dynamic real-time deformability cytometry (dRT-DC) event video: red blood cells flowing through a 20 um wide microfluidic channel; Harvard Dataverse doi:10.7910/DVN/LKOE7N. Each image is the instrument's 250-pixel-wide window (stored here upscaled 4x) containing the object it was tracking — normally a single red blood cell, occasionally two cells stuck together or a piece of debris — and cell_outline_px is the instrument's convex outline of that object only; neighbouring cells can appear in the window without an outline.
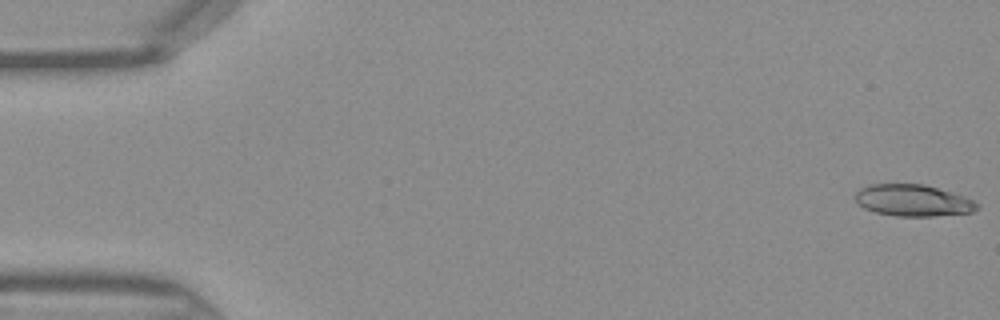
{"species": "Egyptian fruit bat (a non-hibernating species)", "species_latin": "Rousettus aegyptiacus", "temperature_condition": "warm", "stored_images_in_passage": 45, "camera_frame_rate_fps": 3000, "um_per_image_px": 0.085, "frame": {"image": 1, "passage_image": 1, "time_ms": 0.0, "image_size_px": [1000, 320], "cell_outline_px": [[980, 208], [972, 212], [932, 216], [896, 216], [876, 212], [864, 208], [852, 196], [860, 188], [868, 184], [924, 184], [952, 192], [976, 200], [980, 204]], "centroid_in_image_um": [77.63, 17.03], "position_along_channel_um": 7.4, "area_um2": 22.66}}
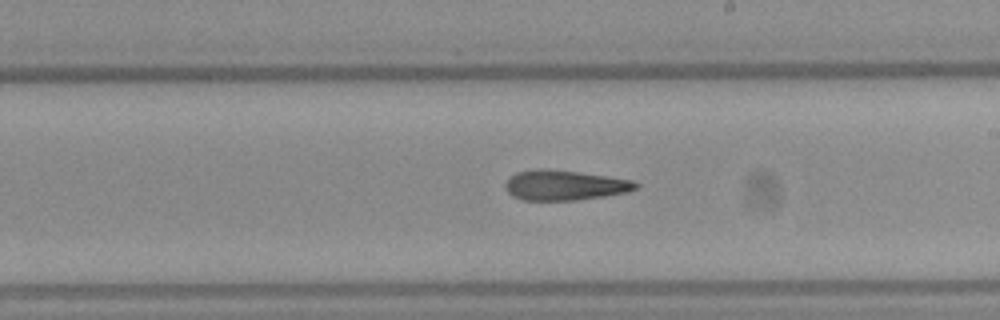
{"frame": {"image": 2, "passage_image": 26, "time_ms": 8.333, "image_size_px": [1000, 320], "cell_outline_px": [[640, 184], [636, 188], [628, 192], [604, 196], [576, 200], [520, 200], [512, 196], [508, 192], [504, 184], [516, 172], [536, 168], [544, 168], [580, 172], [608, 176], [632, 180]], "centroid_in_image_um": [47.98, 15.74], "position_along_channel_um": 241.0, "area_um2": 22.95}}
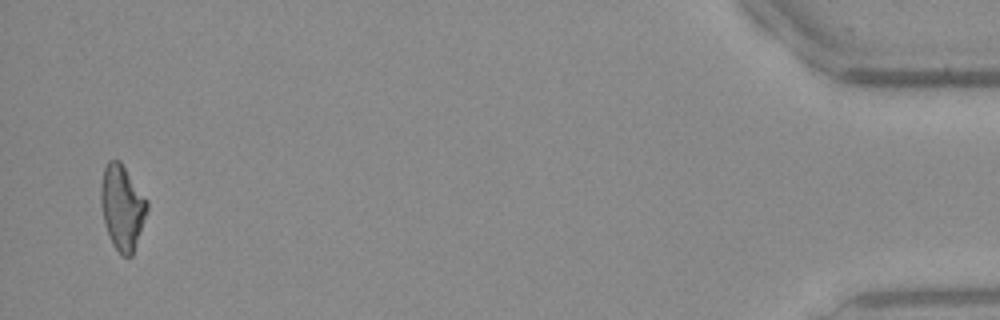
{"frame": {"image": 3, "passage_image": 44, "time_ms": 14.333, "image_size_px": [1000, 320], "cell_outline_px": [[148, 208], [132, 256], [120, 256], [112, 244], [104, 220], [100, 204], [100, 184], [104, 168], [108, 160], [120, 160], [148, 200]], "centroid_in_image_um": [10.38, 17.6], "position_along_channel_um": 424.8, "area_um2": 22.89}}